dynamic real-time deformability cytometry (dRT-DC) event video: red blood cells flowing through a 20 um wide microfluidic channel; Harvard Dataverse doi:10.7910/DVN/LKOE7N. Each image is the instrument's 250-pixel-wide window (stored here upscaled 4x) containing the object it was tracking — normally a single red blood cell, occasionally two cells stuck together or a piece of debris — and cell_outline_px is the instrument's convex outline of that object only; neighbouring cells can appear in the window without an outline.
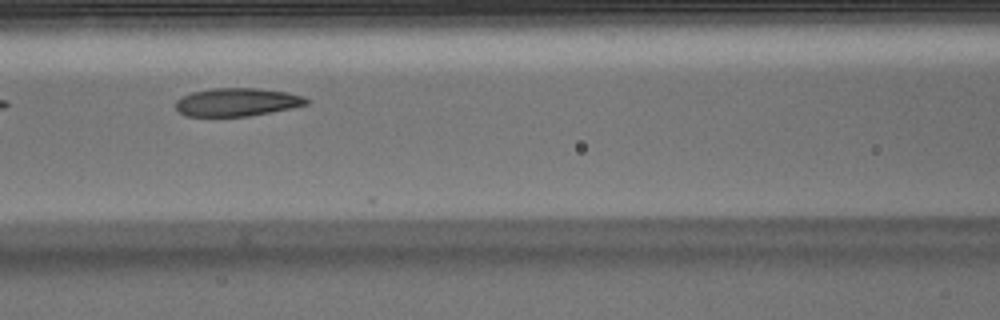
{"species": "Egyptian fruit bat (a non-hibernating species)", "species_latin": "Rousettus aegyptiacus", "temperature_condition": "warm", "stored_images_in_passage": 4, "camera_frame_rate_fps": 3000, "um_per_image_px": 0.085, "animal": {"sex": "male"}, "frame": {"image": 1, "passage_image": 4, "time_ms": 1.0, "image_size_px": [1000, 320], "cell_outline_px": [[308, 104], [292, 108], [248, 116], [188, 116], [180, 112], [176, 108], [176, 100], [180, 96], [192, 92], [212, 88], [256, 88], [288, 92], [304, 96], [308, 100]], "centroid_in_image_um": [20.15, 8.67], "position_along_channel_um": 146.5, "area_um2": 21.44}}